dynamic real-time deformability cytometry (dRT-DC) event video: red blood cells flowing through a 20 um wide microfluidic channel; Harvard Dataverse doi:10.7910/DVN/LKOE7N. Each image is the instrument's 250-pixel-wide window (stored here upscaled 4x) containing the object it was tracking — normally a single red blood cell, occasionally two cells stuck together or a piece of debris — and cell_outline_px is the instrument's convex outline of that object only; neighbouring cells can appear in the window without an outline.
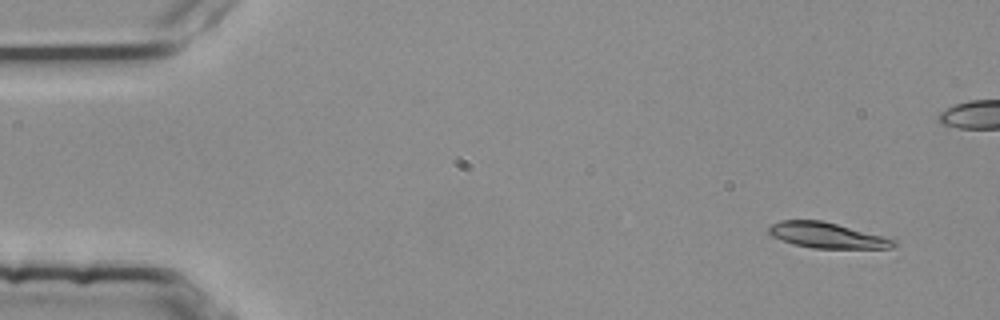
{"species": "common noctule bat (a hibernating species)", "species_latin": "Nyctalus noctula", "temperature_condition": "room temperature", "stored_images_in_passage": 4, "camera_frame_rate_fps": 3000, "um_per_image_px": 0.085, "animal": {"sex": "female", "body_mass_g": 25.1}, "frame": {"image": 1, "passage_image": 1, "time_ms": 0.0, "image_size_px": [1000, 320], "cell_outline_px": [[896, 244], [892, 248], [812, 248], [792, 244], [772, 236], [768, 232], [768, 228], [772, 224], [780, 220], [820, 220], [836, 224], [896, 240]], "centroid_in_image_um": [70.24, 20.01], "position_along_channel_um": 14.8, "area_um2": 18.26}}